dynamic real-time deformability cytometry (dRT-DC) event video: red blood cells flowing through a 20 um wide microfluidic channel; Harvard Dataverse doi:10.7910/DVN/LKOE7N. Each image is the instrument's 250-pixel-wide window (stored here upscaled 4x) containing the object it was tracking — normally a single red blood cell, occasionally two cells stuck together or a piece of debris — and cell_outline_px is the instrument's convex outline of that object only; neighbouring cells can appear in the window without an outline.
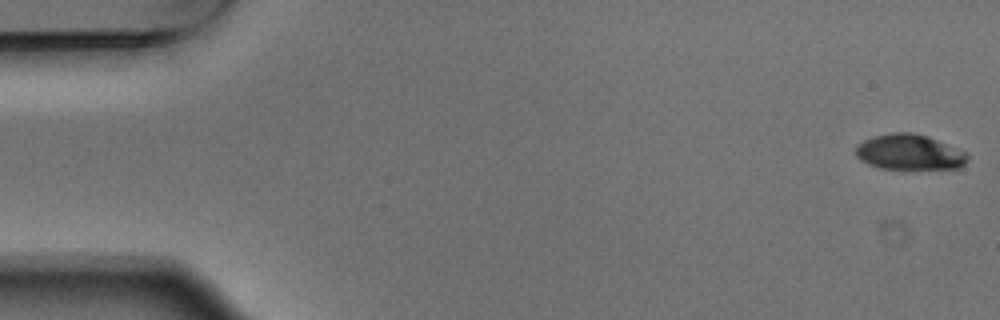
{"species": "Egyptian fruit bat (a non-hibernating species)", "species_latin": "Rousettus aegyptiacus", "temperature_condition": "warm", "stored_images_in_passage": 8, "camera_frame_rate_fps": 3000, "um_per_image_px": 0.085, "animal": {"sex": "male"}, "frame": {"image": 1, "passage_image": 1, "time_ms": 0.0, "image_size_px": [1000, 320], "cell_outline_px": [[968, 160], [960, 168], [880, 168], [868, 164], [860, 160], [856, 156], [856, 148], [864, 140], [876, 136], [896, 132], [908, 132], [928, 136], [968, 152]], "centroid_in_image_um": [77.34, 12.93], "position_along_channel_um": 7.7, "area_um2": 22.83}}
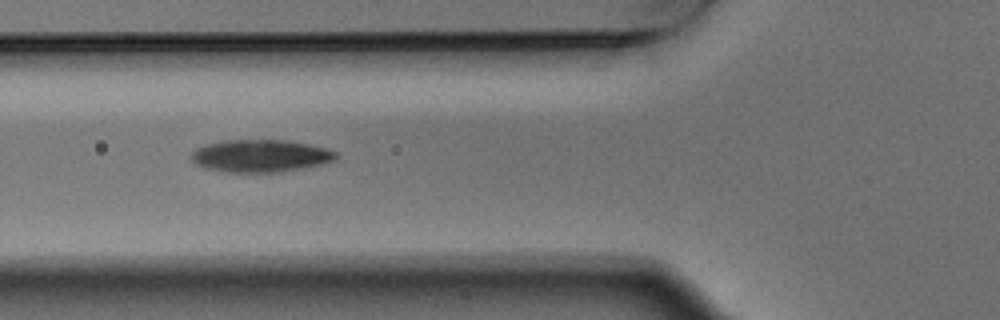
{"frame": {"image": 2, "passage_image": 6, "time_ms": 1.667, "image_size_px": [1000, 320], "cell_outline_px": [[336, 160], [324, 164], [280, 172], [220, 172], [204, 168], [196, 164], [188, 156], [196, 148], [208, 144], [224, 140], [284, 140], [308, 144], [324, 148], [336, 152]], "centroid_in_image_um": [22.1, 13.26], "position_along_channel_um": 103.7, "area_um2": 27.46}}
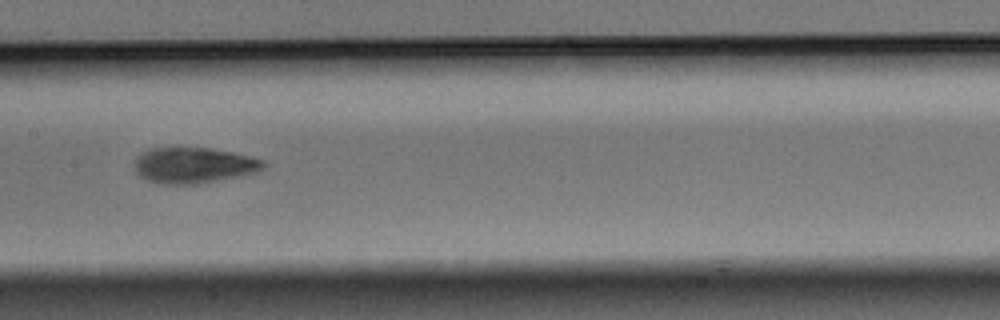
{"frame": {"image": 3, "passage_image": 8, "time_ms": 2.333, "image_size_px": [1000, 320], "cell_outline_px": [[268, 164], [264, 168], [256, 172], [240, 176], [196, 184], [160, 184], [148, 180], [140, 176], [136, 172], [136, 160], [144, 152], [152, 148], [208, 148], [232, 152], [264, 160]], "centroid_in_image_um": [16.52, 14.06], "position_along_channel_um": 190.9, "area_um2": 26.59}}